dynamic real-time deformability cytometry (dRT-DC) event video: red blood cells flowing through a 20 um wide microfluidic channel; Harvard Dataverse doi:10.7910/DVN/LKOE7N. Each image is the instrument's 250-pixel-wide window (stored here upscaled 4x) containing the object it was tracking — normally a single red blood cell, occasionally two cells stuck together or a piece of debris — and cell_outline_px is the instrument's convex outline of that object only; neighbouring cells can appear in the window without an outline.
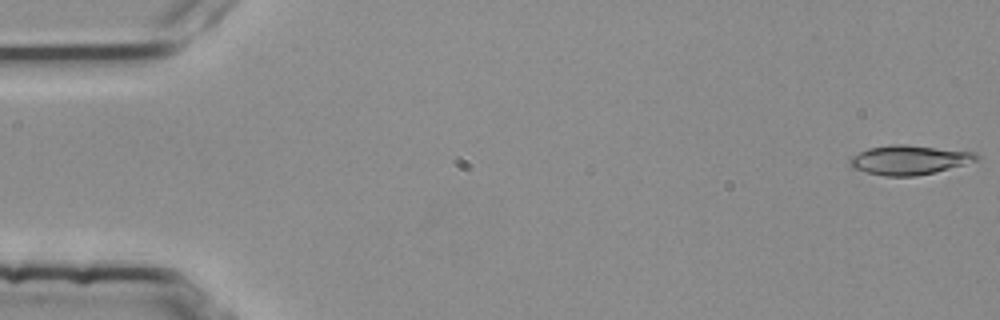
{"species": "common noctule bat (a hibernating species)", "species_latin": "Nyctalus noctula", "temperature_condition": "room temperature", "stored_images_in_passage": 54, "camera_frame_rate_fps": 3000, "um_per_image_px": 0.085, "animal": {"sex": "female", "body_mass_g": 25.1}, "frame": {"image": 1, "passage_image": 1, "time_ms": 0.0, "image_size_px": [1000, 320], "cell_outline_px": [[980, 160], [936, 172], [912, 176], [884, 176], [864, 172], [852, 168], [848, 164], [848, 160], [852, 156], [868, 148], [892, 144], [908, 144], [976, 152], [980, 156]], "centroid_in_image_um": [77.29, 13.59], "position_along_channel_um": 7.7, "area_um2": 21.96}}
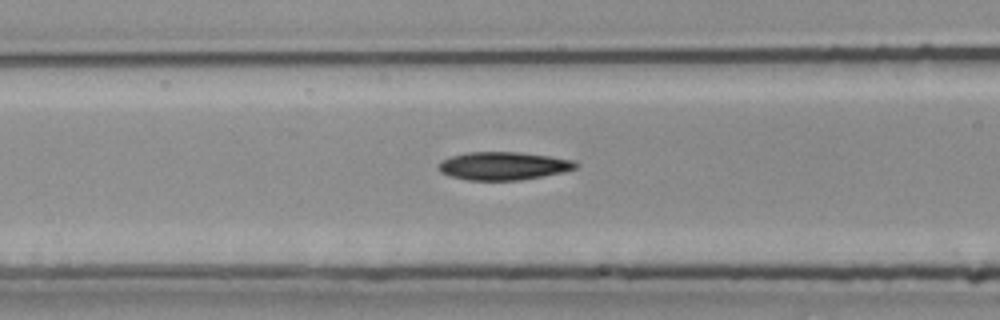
{"frame": {"image": 2, "passage_image": 22, "time_ms": 7.0, "image_size_px": [1000, 320], "cell_outline_px": [[580, 164], [576, 168], [564, 172], [520, 180], [468, 180], [452, 176], [440, 172], [440, 164], [444, 160], [452, 156], [468, 152], [520, 152], [576, 160]], "centroid_in_image_um": [42.87, 14.1], "position_along_channel_um": 123.7, "area_um2": 22.25}}
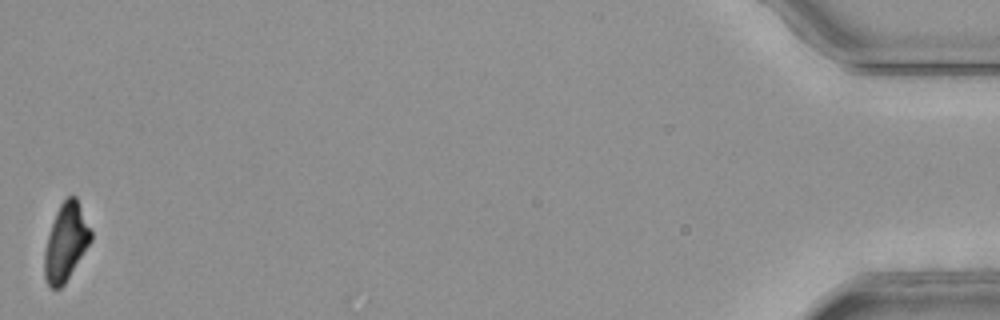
{"frame": {"image": 3, "passage_image": 54, "time_ms": 17.667, "image_size_px": [1000, 320], "cell_outline_px": [[92, 240], [64, 284], [60, 288], [52, 288], [48, 284], [44, 276], [44, 248], [56, 212], [60, 204], [68, 196], [76, 196], [92, 232]], "centroid_in_image_um": [5.6, 20.58], "position_along_channel_um": 429.6, "area_um2": 20.69}, "authors_computed_cell_mechanics": {"area_um2": 22.1374, "velocity_mm_per_s": 3.7996, "shape_relaxation_time_tau1_ms": 3.7453, "shape_relaxation_time_tau2_ms": 2.9635, "deformation_change_tau1": 0.1884, "deformation_change_tau2": 0.094}}